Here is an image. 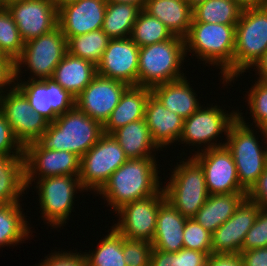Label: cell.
<instances>
[{
    "label": "cell",
    "instance_id": "cell-1",
    "mask_svg": "<svg viewBox=\"0 0 267 266\" xmlns=\"http://www.w3.org/2000/svg\"><path fill=\"white\" fill-rule=\"evenodd\" d=\"M157 163L156 157L128 159L112 173L97 195H102L111 209L117 211L127 203L158 194L163 186Z\"/></svg>",
    "mask_w": 267,
    "mask_h": 266
},
{
    "label": "cell",
    "instance_id": "cell-2",
    "mask_svg": "<svg viewBox=\"0 0 267 266\" xmlns=\"http://www.w3.org/2000/svg\"><path fill=\"white\" fill-rule=\"evenodd\" d=\"M103 134V125L75 106L50 122L35 143L41 149L64 150L81 158Z\"/></svg>",
    "mask_w": 267,
    "mask_h": 266
},
{
    "label": "cell",
    "instance_id": "cell-3",
    "mask_svg": "<svg viewBox=\"0 0 267 266\" xmlns=\"http://www.w3.org/2000/svg\"><path fill=\"white\" fill-rule=\"evenodd\" d=\"M236 25L192 22L185 39L187 52L194 53L200 61L218 66L225 83L233 78V56ZM192 51V52H191Z\"/></svg>",
    "mask_w": 267,
    "mask_h": 266
},
{
    "label": "cell",
    "instance_id": "cell-4",
    "mask_svg": "<svg viewBox=\"0 0 267 266\" xmlns=\"http://www.w3.org/2000/svg\"><path fill=\"white\" fill-rule=\"evenodd\" d=\"M242 114L237 111V119L230 125L225 146L235 161L240 185L248 192L267 168V146L265 148L259 145V138L255 136L257 131L252 130L253 127L250 128ZM258 129V132L264 136L261 139L262 142L265 140L264 143L267 145V132L263 127Z\"/></svg>",
    "mask_w": 267,
    "mask_h": 266
},
{
    "label": "cell",
    "instance_id": "cell-5",
    "mask_svg": "<svg viewBox=\"0 0 267 266\" xmlns=\"http://www.w3.org/2000/svg\"><path fill=\"white\" fill-rule=\"evenodd\" d=\"M185 57V39L176 35L167 41L140 47L138 86L152 88L184 78L181 67Z\"/></svg>",
    "mask_w": 267,
    "mask_h": 266
},
{
    "label": "cell",
    "instance_id": "cell-6",
    "mask_svg": "<svg viewBox=\"0 0 267 266\" xmlns=\"http://www.w3.org/2000/svg\"><path fill=\"white\" fill-rule=\"evenodd\" d=\"M266 50L267 5L242 10L236 24L233 78L229 82L251 70Z\"/></svg>",
    "mask_w": 267,
    "mask_h": 266
},
{
    "label": "cell",
    "instance_id": "cell-7",
    "mask_svg": "<svg viewBox=\"0 0 267 266\" xmlns=\"http://www.w3.org/2000/svg\"><path fill=\"white\" fill-rule=\"evenodd\" d=\"M185 160V161H184ZM176 164L167 185H164L166 200L185 218L196 216L205 204L209 194L206 188L205 174L201 165L193 158Z\"/></svg>",
    "mask_w": 267,
    "mask_h": 266
},
{
    "label": "cell",
    "instance_id": "cell-8",
    "mask_svg": "<svg viewBox=\"0 0 267 266\" xmlns=\"http://www.w3.org/2000/svg\"><path fill=\"white\" fill-rule=\"evenodd\" d=\"M67 52V38L59 27L25 42L21 55L14 61L15 79H19L21 67L25 66L33 76L29 80L52 79L56 66Z\"/></svg>",
    "mask_w": 267,
    "mask_h": 266
},
{
    "label": "cell",
    "instance_id": "cell-9",
    "mask_svg": "<svg viewBox=\"0 0 267 266\" xmlns=\"http://www.w3.org/2000/svg\"><path fill=\"white\" fill-rule=\"evenodd\" d=\"M34 180H37L35 183L43 220L52 228L64 226L74 208V195L77 191H85L79 176L60 175L43 179H25L26 189Z\"/></svg>",
    "mask_w": 267,
    "mask_h": 266
},
{
    "label": "cell",
    "instance_id": "cell-10",
    "mask_svg": "<svg viewBox=\"0 0 267 266\" xmlns=\"http://www.w3.org/2000/svg\"><path fill=\"white\" fill-rule=\"evenodd\" d=\"M128 158L111 134H103L98 142L80 158L79 180L84 190L97 193L114 171Z\"/></svg>",
    "mask_w": 267,
    "mask_h": 266
},
{
    "label": "cell",
    "instance_id": "cell-11",
    "mask_svg": "<svg viewBox=\"0 0 267 266\" xmlns=\"http://www.w3.org/2000/svg\"><path fill=\"white\" fill-rule=\"evenodd\" d=\"M212 106L213 104L210 107L201 105L189 118L184 119L178 142L189 146L191 144L193 147L195 145L200 151L225 146V143H216L217 137L221 138L222 132L227 137L230 125L237 119V111L226 113L221 106ZM202 145L204 149H199Z\"/></svg>",
    "mask_w": 267,
    "mask_h": 266
},
{
    "label": "cell",
    "instance_id": "cell-12",
    "mask_svg": "<svg viewBox=\"0 0 267 266\" xmlns=\"http://www.w3.org/2000/svg\"><path fill=\"white\" fill-rule=\"evenodd\" d=\"M166 200L162 189L158 194L137 199L120 207L118 223L112 227L124 238L152 242L160 205Z\"/></svg>",
    "mask_w": 267,
    "mask_h": 266
},
{
    "label": "cell",
    "instance_id": "cell-13",
    "mask_svg": "<svg viewBox=\"0 0 267 266\" xmlns=\"http://www.w3.org/2000/svg\"><path fill=\"white\" fill-rule=\"evenodd\" d=\"M0 111L23 147L35 142L50 123L32 109L29 100L16 86L0 97Z\"/></svg>",
    "mask_w": 267,
    "mask_h": 266
},
{
    "label": "cell",
    "instance_id": "cell-14",
    "mask_svg": "<svg viewBox=\"0 0 267 266\" xmlns=\"http://www.w3.org/2000/svg\"><path fill=\"white\" fill-rule=\"evenodd\" d=\"M192 157L204 170L209 195L246 192L240 185L235 161L226 146L197 151Z\"/></svg>",
    "mask_w": 267,
    "mask_h": 266
},
{
    "label": "cell",
    "instance_id": "cell-15",
    "mask_svg": "<svg viewBox=\"0 0 267 266\" xmlns=\"http://www.w3.org/2000/svg\"><path fill=\"white\" fill-rule=\"evenodd\" d=\"M6 8L24 43L58 27V9L52 0L15 1Z\"/></svg>",
    "mask_w": 267,
    "mask_h": 266
},
{
    "label": "cell",
    "instance_id": "cell-16",
    "mask_svg": "<svg viewBox=\"0 0 267 266\" xmlns=\"http://www.w3.org/2000/svg\"><path fill=\"white\" fill-rule=\"evenodd\" d=\"M15 81V86L29 100L32 109L49 122L75 107V97L52 79Z\"/></svg>",
    "mask_w": 267,
    "mask_h": 266
},
{
    "label": "cell",
    "instance_id": "cell-17",
    "mask_svg": "<svg viewBox=\"0 0 267 266\" xmlns=\"http://www.w3.org/2000/svg\"><path fill=\"white\" fill-rule=\"evenodd\" d=\"M128 87L129 85L125 82L97 74L91 83L75 98V106L104 125Z\"/></svg>",
    "mask_w": 267,
    "mask_h": 266
},
{
    "label": "cell",
    "instance_id": "cell-18",
    "mask_svg": "<svg viewBox=\"0 0 267 266\" xmlns=\"http://www.w3.org/2000/svg\"><path fill=\"white\" fill-rule=\"evenodd\" d=\"M25 179L60 175L79 176L80 158L68 151L41 149L35 142L24 147Z\"/></svg>",
    "mask_w": 267,
    "mask_h": 266
},
{
    "label": "cell",
    "instance_id": "cell-19",
    "mask_svg": "<svg viewBox=\"0 0 267 266\" xmlns=\"http://www.w3.org/2000/svg\"><path fill=\"white\" fill-rule=\"evenodd\" d=\"M139 49L130 37L111 39L97 65V74L138 86Z\"/></svg>",
    "mask_w": 267,
    "mask_h": 266
},
{
    "label": "cell",
    "instance_id": "cell-20",
    "mask_svg": "<svg viewBox=\"0 0 267 266\" xmlns=\"http://www.w3.org/2000/svg\"><path fill=\"white\" fill-rule=\"evenodd\" d=\"M259 209L255 202L246 197L235 213L212 233V254H239Z\"/></svg>",
    "mask_w": 267,
    "mask_h": 266
},
{
    "label": "cell",
    "instance_id": "cell-21",
    "mask_svg": "<svg viewBox=\"0 0 267 266\" xmlns=\"http://www.w3.org/2000/svg\"><path fill=\"white\" fill-rule=\"evenodd\" d=\"M106 0H77L58 9V27L70 37L102 29Z\"/></svg>",
    "mask_w": 267,
    "mask_h": 266
},
{
    "label": "cell",
    "instance_id": "cell-22",
    "mask_svg": "<svg viewBox=\"0 0 267 266\" xmlns=\"http://www.w3.org/2000/svg\"><path fill=\"white\" fill-rule=\"evenodd\" d=\"M144 118L153 141L160 149L179 141L184 119L165 108L153 94L148 98Z\"/></svg>",
    "mask_w": 267,
    "mask_h": 266
},
{
    "label": "cell",
    "instance_id": "cell-23",
    "mask_svg": "<svg viewBox=\"0 0 267 266\" xmlns=\"http://www.w3.org/2000/svg\"><path fill=\"white\" fill-rule=\"evenodd\" d=\"M187 218L165 200L159 207L152 249L164 252H178L183 245V231Z\"/></svg>",
    "mask_w": 267,
    "mask_h": 266
},
{
    "label": "cell",
    "instance_id": "cell-24",
    "mask_svg": "<svg viewBox=\"0 0 267 266\" xmlns=\"http://www.w3.org/2000/svg\"><path fill=\"white\" fill-rule=\"evenodd\" d=\"M188 81L185 76L176 81L158 84L151 88V93L165 108L186 119L201 107L197 94Z\"/></svg>",
    "mask_w": 267,
    "mask_h": 266
},
{
    "label": "cell",
    "instance_id": "cell-25",
    "mask_svg": "<svg viewBox=\"0 0 267 266\" xmlns=\"http://www.w3.org/2000/svg\"><path fill=\"white\" fill-rule=\"evenodd\" d=\"M96 75V65L67 52L56 66L52 80L76 98Z\"/></svg>",
    "mask_w": 267,
    "mask_h": 266
},
{
    "label": "cell",
    "instance_id": "cell-26",
    "mask_svg": "<svg viewBox=\"0 0 267 266\" xmlns=\"http://www.w3.org/2000/svg\"><path fill=\"white\" fill-rule=\"evenodd\" d=\"M143 10L160 20L173 35H188L193 8L186 0H146Z\"/></svg>",
    "mask_w": 267,
    "mask_h": 266
},
{
    "label": "cell",
    "instance_id": "cell-27",
    "mask_svg": "<svg viewBox=\"0 0 267 266\" xmlns=\"http://www.w3.org/2000/svg\"><path fill=\"white\" fill-rule=\"evenodd\" d=\"M151 88L129 86L122 94L118 105L103 125V132L111 134L116 129L145 117V108Z\"/></svg>",
    "mask_w": 267,
    "mask_h": 266
},
{
    "label": "cell",
    "instance_id": "cell-28",
    "mask_svg": "<svg viewBox=\"0 0 267 266\" xmlns=\"http://www.w3.org/2000/svg\"><path fill=\"white\" fill-rule=\"evenodd\" d=\"M111 135L122 147L128 159L155 157L154 151L160 149L152 139L145 118L122 126Z\"/></svg>",
    "mask_w": 267,
    "mask_h": 266
},
{
    "label": "cell",
    "instance_id": "cell-29",
    "mask_svg": "<svg viewBox=\"0 0 267 266\" xmlns=\"http://www.w3.org/2000/svg\"><path fill=\"white\" fill-rule=\"evenodd\" d=\"M246 195L247 192L209 195L194 219L207 231L213 233L235 213Z\"/></svg>",
    "mask_w": 267,
    "mask_h": 266
},
{
    "label": "cell",
    "instance_id": "cell-30",
    "mask_svg": "<svg viewBox=\"0 0 267 266\" xmlns=\"http://www.w3.org/2000/svg\"><path fill=\"white\" fill-rule=\"evenodd\" d=\"M24 191V156L0 155V205L19 202Z\"/></svg>",
    "mask_w": 267,
    "mask_h": 266
},
{
    "label": "cell",
    "instance_id": "cell-31",
    "mask_svg": "<svg viewBox=\"0 0 267 266\" xmlns=\"http://www.w3.org/2000/svg\"><path fill=\"white\" fill-rule=\"evenodd\" d=\"M21 210L20 202L0 205V248L8 245L14 247L30 238L32 230Z\"/></svg>",
    "mask_w": 267,
    "mask_h": 266
},
{
    "label": "cell",
    "instance_id": "cell-32",
    "mask_svg": "<svg viewBox=\"0 0 267 266\" xmlns=\"http://www.w3.org/2000/svg\"><path fill=\"white\" fill-rule=\"evenodd\" d=\"M141 10L137 5L107 2L102 30L110 39L130 37Z\"/></svg>",
    "mask_w": 267,
    "mask_h": 266
},
{
    "label": "cell",
    "instance_id": "cell-33",
    "mask_svg": "<svg viewBox=\"0 0 267 266\" xmlns=\"http://www.w3.org/2000/svg\"><path fill=\"white\" fill-rule=\"evenodd\" d=\"M242 10L233 0H206L193 8L192 22L236 25Z\"/></svg>",
    "mask_w": 267,
    "mask_h": 266
},
{
    "label": "cell",
    "instance_id": "cell-34",
    "mask_svg": "<svg viewBox=\"0 0 267 266\" xmlns=\"http://www.w3.org/2000/svg\"><path fill=\"white\" fill-rule=\"evenodd\" d=\"M110 40L102 29L70 37L67 40L68 53L97 66Z\"/></svg>",
    "mask_w": 267,
    "mask_h": 266
},
{
    "label": "cell",
    "instance_id": "cell-35",
    "mask_svg": "<svg viewBox=\"0 0 267 266\" xmlns=\"http://www.w3.org/2000/svg\"><path fill=\"white\" fill-rule=\"evenodd\" d=\"M100 240L95 251L84 252L87 266H126L123 256V236L113 227Z\"/></svg>",
    "mask_w": 267,
    "mask_h": 266
},
{
    "label": "cell",
    "instance_id": "cell-36",
    "mask_svg": "<svg viewBox=\"0 0 267 266\" xmlns=\"http://www.w3.org/2000/svg\"><path fill=\"white\" fill-rule=\"evenodd\" d=\"M173 36L170 30L160 20L149 15L142 9L133 25L130 39L138 47H143L167 41Z\"/></svg>",
    "mask_w": 267,
    "mask_h": 266
},
{
    "label": "cell",
    "instance_id": "cell-37",
    "mask_svg": "<svg viewBox=\"0 0 267 266\" xmlns=\"http://www.w3.org/2000/svg\"><path fill=\"white\" fill-rule=\"evenodd\" d=\"M24 48V42L20 37L11 13L6 7L0 9V53L15 61Z\"/></svg>",
    "mask_w": 267,
    "mask_h": 266
},
{
    "label": "cell",
    "instance_id": "cell-38",
    "mask_svg": "<svg viewBox=\"0 0 267 266\" xmlns=\"http://www.w3.org/2000/svg\"><path fill=\"white\" fill-rule=\"evenodd\" d=\"M254 85V86H253ZM248 92V106L253 119L250 127L255 123V128L267 124V82L257 79Z\"/></svg>",
    "mask_w": 267,
    "mask_h": 266
},
{
    "label": "cell",
    "instance_id": "cell-39",
    "mask_svg": "<svg viewBox=\"0 0 267 266\" xmlns=\"http://www.w3.org/2000/svg\"><path fill=\"white\" fill-rule=\"evenodd\" d=\"M211 244L212 233L207 231L194 218L187 219L183 231L184 248L211 255Z\"/></svg>",
    "mask_w": 267,
    "mask_h": 266
},
{
    "label": "cell",
    "instance_id": "cell-40",
    "mask_svg": "<svg viewBox=\"0 0 267 266\" xmlns=\"http://www.w3.org/2000/svg\"><path fill=\"white\" fill-rule=\"evenodd\" d=\"M152 243L123 237V256L126 266H149Z\"/></svg>",
    "mask_w": 267,
    "mask_h": 266
},
{
    "label": "cell",
    "instance_id": "cell-41",
    "mask_svg": "<svg viewBox=\"0 0 267 266\" xmlns=\"http://www.w3.org/2000/svg\"><path fill=\"white\" fill-rule=\"evenodd\" d=\"M267 247V209H259L257 218L246 233L242 251Z\"/></svg>",
    "mask_w": 267,
    "mask_h": 266
},
{
    "label": "cell",
    "instance_id": "cell-42",
    "mask_svg": "<svg viewBox=\"0 0 267 266\" xmlns=\"http://www.w3.org/2000/svg\"><path fill=\"white\" fill-rule=\"evenodd\" d=\"M0 155L24 156V147L15 137L9 122L0 111Z\"/></svg>",
    "mask_w": 267,
    "mask_h": 266
},
{
    "label": "cell",
    "instance_id": "cell-43",
    "mask_svg": "<svg viewBox=\"0 0 267 266\" xmlns=\"http://www.w3.org/2000/svg\"><path fill=\"white\" fill-rule=\"evenodd\" d=\"M43 262L36 264L37 266H87L84 252L73 253L72 251H55L48 254ZM51 255V256H50Z\"/></svg>",
    "mask_w": 267,
    "mask_h": 266
},
{
    "label": "cell",
    "instance_id": "cell-44",
    "mask_svg": "<svg viewBox=\"0 0 267 266\" xmlns=\"http://www.w3.org/2000/svg\"><path fill=\"white\" fill-rule=\"evenodd\" d=\"M15 82L14 61L2 55L0 57V97L7 91H10L8 89H12L15 86Z\"/></svg>",
    "mask_w": 267,
    "mask_h": 266
},
{
    "label": "cell",
    "instance_id": "cell-45",
    "mask_svg": "<svg viewBox=\"0 0 267 266\" xmlns=\"http://www.w3.org/2000/svg\"><path fill=\"white\" fill-rule=\"evenodd\" d=\"M246 197L255 202L260 208L267 209V168L247 192Z\"/></svg>",
    "mask_w": 267,
    "mask_h": 266
},
{
    "label": "cell",
    "instance_id": "cell-46",
    "mask_svg": "<svg viewBox=\"0 0 267 266\" xmlns=\"http://www.w3.org/2000/svg\"><path fill=\"white\" fill-rule=\"evenodd\" d=\"M149 266H182L181 250L171 253L152 249Z\"/></svg>",
    "mask_w": 267,
    "mask_h": 266
},
{
    "label": "cell",
    "instance_id": "cell-47",
    "mask_svg": "<svg viewBox=\"0 0 267 266\" xmlns=\"http://www.w3.org/2000/svg\"><path fill=\"white\" fill-rule=\"evenodd\" d=\"M243 266H267V247L241 251Z\"/></svg>",
    "mask_w": 267,
    "mask_h": 266
},
{
    "label": "cell",
    "instance_id": "cell-48",
    "mask_svg": "<svg viewBox=\"0 0 267 266\" xmlns=\"http://www.w3.org/2000/svg\"><path fill=\"white\" fill-rule=\"evenodd\" d=\"M209 254L201 251L181 249L182 266H206Z\"/></svg>",
    "mask_w": 267,
    "mask_h": 266
},
{
    "label": "cell",
    "instance_id": "cell-49",
    "mask_svg": "<svg viewBox=\"0 0 267 266\" xmlns=\"http://www.w3.org/2000/svg\"><path fill=\"white\" fill-rule=\"evenodd\" d=\"M206 266H243L239 254H211Z\"/></svg>",
    "mask_w": 267,
    "mask_h": 266
},
{
    "label": "cell",
    "instance_id": "cell-50",
    "mask_svg": "<svg viewBox=\"0 0 267 266\" xmlns=\"http://www.w3.org/2000/svg\"><path fill=\"white\" fill-rule=\"evenodd\" d=\"M253 67H254L253 69L257 68L255 70L257 71L255 75L259 76L258 79L267 82V50Z\"/></svg>",
    "mask_w": 267,
    "mask_h": 266
},
{
    "label": "cell",
    "instance_id": "cell-51",
    "mask_svg": "<svg viewBox=\"0 0 267 266\" xmlns=\"http://www.w3.org/2000/svg\"><path fill=\"white\" fill-rule=\"evenodd\" d=\"M243 10L267 5V0H233Z\"/></svg>",
    "mask_w": 267,
    "mask_h": 266
},
{
    "label": "cell",
    "instance_id": "cell-52",
    "mask_svg": "<svg viewBox=\"0 0 267 266\" xmlns=\"http://www.w3.org/2000/svg\"><path fill=\"white\" fill-rule=\"evenodd\" d=\"M107 2H114V3H126V4H132L137 5L141 9L144 8L146 0H106Z\"/></svg>",
    "mask_w": 267,
    "mask_h": 266
},
{
    "label": "cell",
    "instance_id": "cell-53",
    "mask_svg": "<svg viewBox=\"0 0 267 266\" xmlns=\"http://www.w3.org/2000/svg\"><path fill=\"white\" fill-rule=\"evenodd\" d=\"M52 1H53V3H54L55 7H56L57 9H59V8L62 7L63 5L68 4V3H71V2H75V1H77V0H52Z\"/></svg>",
    "mask_w": 267,
    "mask_h": 266
},
{
    "label": "cell",
    "instance_id": "cell-54",
    "mask_svg": "<svg viewBox=\"0 0 267 266\" xmlns=\"http://www.w3.org/2000/svg\"><path fill=\"white\" fill-rule=\"evenodd\" d=\"M186 1L192 8H194L196 5L205 2L206 0H186Z\"/></svg>",
    "mask_w": 267,
    "mask_h": 266
},
{
    "label": "cell",
    "instance_id": "cell-55",
    "mask_svg": "<svg viewBox=\"0 0 267 266\" xmlns=\"http://www.w3.org/2000/svg\"><path fill=\"white\" fill-rule=\"evenodd\" d=\"M15 1H21V0H0V4L3 6V7H6L8 4L12 3V2H15Z\"/></svg>",
    "mask_w": 267,
    "mask_h": 266
},
{
    "label": "cell",
    "instance_id": "cell-56",
    "mask_svg": "<svg viewBox=\"0 0 267 266\" xmlns=\"http://www.w3.org/2000/svg\"><path fill=\"white\" fill-rule=\"evenodd\" d=\"M263 130L267 132V124L263 127Z\"/></svg>",
    "mask_w": 267,
    "mask_h": 266
}]
</instances>
